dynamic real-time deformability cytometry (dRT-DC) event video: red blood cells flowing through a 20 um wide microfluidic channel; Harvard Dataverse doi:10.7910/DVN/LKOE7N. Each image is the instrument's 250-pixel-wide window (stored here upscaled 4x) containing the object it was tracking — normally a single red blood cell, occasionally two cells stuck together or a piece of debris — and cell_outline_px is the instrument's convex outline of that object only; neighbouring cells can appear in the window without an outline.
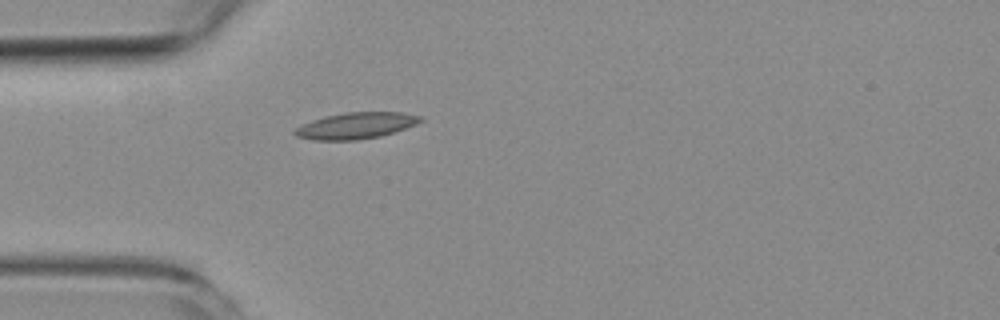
{"species": "common noctule bat (a hibernating species)", "species_latin": "Nyctalus noctula", "temperature_condition": "room temperature", "stored_images_in_passage": 3, "camera_frame_rate_fps": 3000, "um_per_image_px": 0.085, "animal": {"sex": "female", "body_mass_g": 19.3, "forearm_length_mm": 54.1}, "frame": {"image": 1, "passage_image": 3, "time_ms": 3.333, "image_size_px": [1000, 320], "cell_outline_px": [[424, 120], [416, 124], [380, 136], [356, 140], [312, 140], [296, 136], [292, 132], [296, 128], [312, 120], [324, 116], [344, 112], [400, 112], [424, 116]], "centroid_in_image_um": [30.25, 10.67], "position_along_channel_um": 54.7, "area_um2": 19.25}}